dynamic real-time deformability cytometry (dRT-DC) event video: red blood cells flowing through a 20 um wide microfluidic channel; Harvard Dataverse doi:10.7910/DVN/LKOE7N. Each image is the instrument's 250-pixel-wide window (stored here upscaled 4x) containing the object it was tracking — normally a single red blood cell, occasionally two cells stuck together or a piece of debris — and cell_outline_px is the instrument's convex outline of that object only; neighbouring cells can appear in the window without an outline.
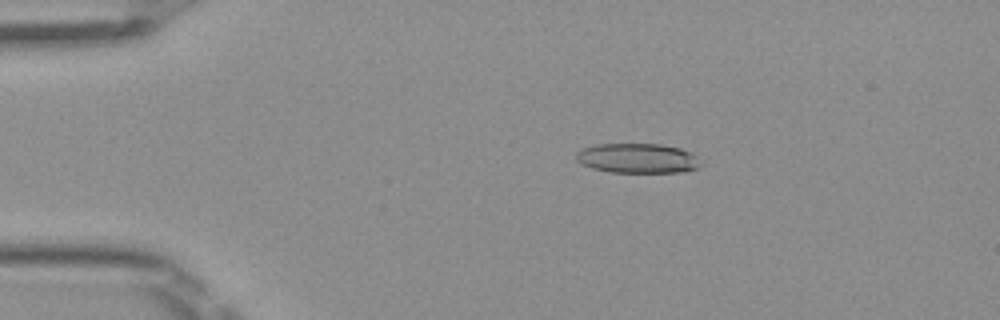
{"species": "Egyptian fruit bat (a non-hibernating species)", "species_latin": "Rousettus aegyptiacus", "temperature_condition": "room temperature", "stored_images_in_passage": 48, "camera_frame_rate_fps": 3000, "um_per_image_px": 0.085, "frame": {"image": 1, "passage_image": 8, "time_ms": 2.333, "image_size_px": [1000, 320], "cell_outline_px": [[700, 164], [696, 168], [684, 172], [612, 172], [592, 168], [580, 164], [576, 160], [576, 152], [584, 148], [596, 144], [660, 144], [680, 148], [692, 152], [696, 156]], "centroid_in_image_um": [54.17, 13.45], "position_along_channel_um": 30.8, "area_um2": 21.56}}
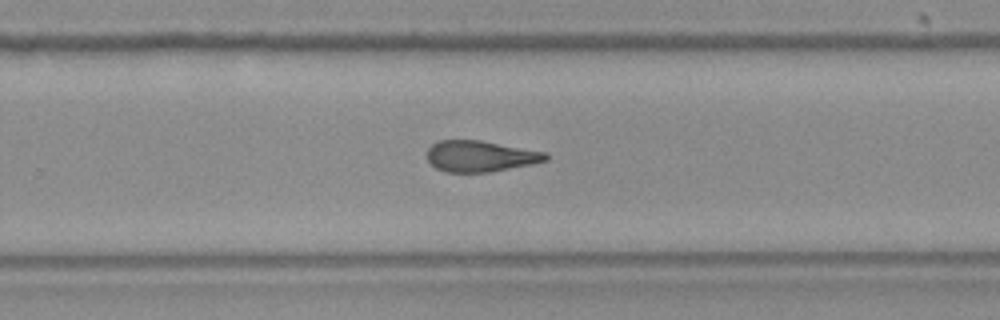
{"frame": {"image": 2, "passage_image": 31, "time_ms": 10.0, "image_size_px": [1000, 320], "cell_outline_px": [[548, 160], [532, 164], [488, 172], [444, 172], [436, 168], [428, 160], [428, 148], [436, 140], [480, 140], [548, 152]], "centroid_in_image_um": [40.84, 13.27], "position_along_channel_um": 289.0, "area_um2": 21.56}}
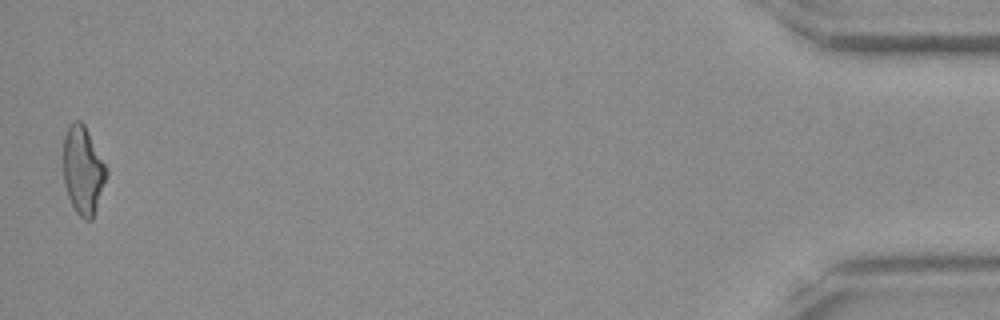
{"frame": {"image": 3, "passage_image": 48, "time_ms": 15.667, "image_size_px": [1000, 320], "cell_outline_px": [[108, 176], [92, 220], [84, 220], [76, 212], [68, 196], [64, 184], [64, 136], [68, 124], [72, 120], [80, 120], [84, 124], [108, 168]], "centroid_in_image_um": [7.07, 14.46], "position_along_channel_um": 428.1, "area_um2": 22.31}, "authors_computed_cell_mechanics": {"area_um2": 22.2819, "velocity_mm_per_s": 4.0578, "shape_relaxation_time_tau1_ms": null, "shape_relaxation_time_tau2_ms": 4.2638, "deformation_change_tau1": null, "deformation_change_tau2": 0.1524}}